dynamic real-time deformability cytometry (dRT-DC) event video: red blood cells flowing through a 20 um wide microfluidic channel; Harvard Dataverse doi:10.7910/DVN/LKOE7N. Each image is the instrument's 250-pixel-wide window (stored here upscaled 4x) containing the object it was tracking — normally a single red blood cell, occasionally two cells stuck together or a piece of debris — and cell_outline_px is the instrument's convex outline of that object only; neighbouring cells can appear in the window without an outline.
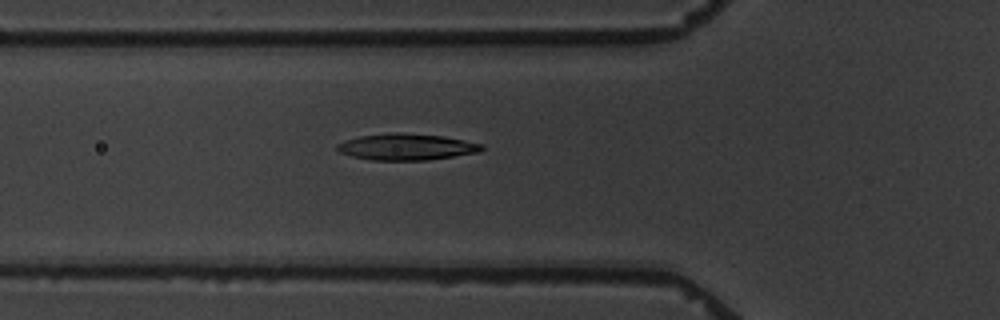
{"species": "common noctule bat (a hibernating species)", "species_latin": "Nyctalus noctula", "temperature_condition": "warm", "stored_images_in_passage": 6, "camera_frame_rate_fps": 3000, "um_per_image_px": 0.085, "animal": {"sex": "male", "body_mass_g": 19.5, "forearm_length_mm": 54.6}, "frame": {"image": 1, "passage_image": 6, "time_ms": 6.0, "image_size_px": [1000, 320], "cell_outline_px": [[484, 148], [480, 152], [428, 160], [372, 160], [352, 156], [340, 152], [336, 148], [336, 144], [344, 140], [360, 136], [396, 132], [444, 136], [484, 144]], "centroid_in_image_um": [34.57, 12.48], "position_along_channel_um": 91.2, "area_um2": 22.25}}